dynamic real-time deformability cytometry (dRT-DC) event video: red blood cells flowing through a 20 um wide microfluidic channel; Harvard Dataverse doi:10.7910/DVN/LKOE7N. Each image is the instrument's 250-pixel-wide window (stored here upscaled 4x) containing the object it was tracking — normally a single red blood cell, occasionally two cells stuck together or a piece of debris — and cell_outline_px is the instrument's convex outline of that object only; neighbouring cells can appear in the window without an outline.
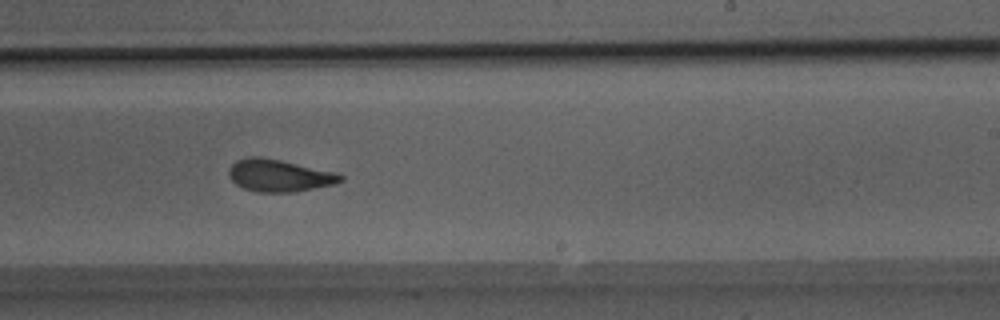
{"species": "Egyptian fruit bat (a non-hibernating species)", "species_latin": "Rousettus aegyptiacus", "temperature_condition": "room temperature", "stored_images_in_passage": 38, "camera_frame_rate_fps": 3000, "um_per_image_px": 0.085, "animal": {"sex": "male"}, "frame": {"image": 1, "passage_image": 22, "time_ms": 7.0, "image_size_px": [1000, 320], "cell_outline_px": [[344, 180], [336, 184], [292, 192], [256, 192], [244, 188], [236, 184], [228, 176], [228, 168], [236, 160], [248, 156], [260, 156], [280, 160], [336, 172], [344, 176]], "centroid_in_image_um": [23.72, 14.91], "position_along_channel_um": 265.3, "area_um2": 21.1}}
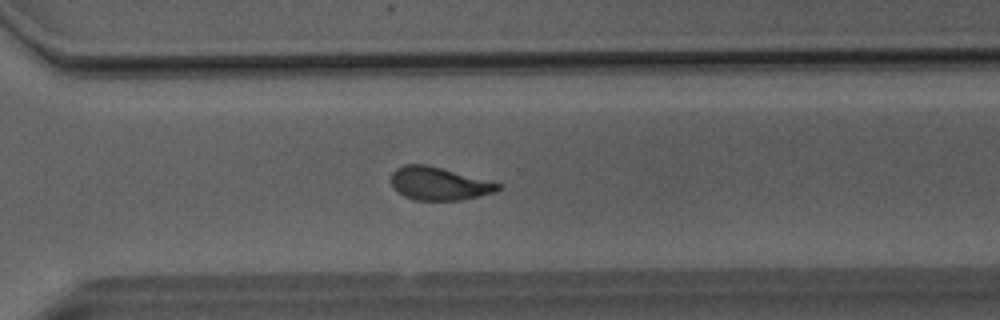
{"frame": {"image": 2, "passage_image": 27, "time_ms": 8.667, "image_size_px": [1000, 320], "cell_outline_px": [[500, 188], [496, 192], [460, 200], [416, 200], [404, 196], [396, 192], [392, 188], [392, 172], [396, 168], [404, 164], [428, 164], [500, 184]], "centroid_in_image_um": [37.25, 15.6], "position_along_channel_um": 333.3, "area_um2": 20.46}}
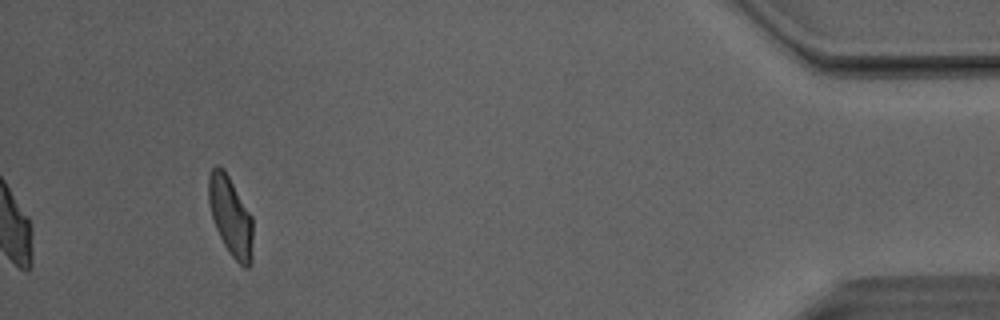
{"frame": {"image": 3, "passage_image": 38, "time_ms": 12.333, "image_size_px": [1000, 320], "cell_outline_px": [[252, 260], [248, 268], [244, 268], [228, 252], [216, 228], [208, 204], [208, 176], [212, 168], [216, 164], [224, 168], [252, 216]], "centroid_in_image_um": [19.59, 18.36], "position_along_channel_um": 415.6, "area_um2": 20.52}, "authors_computed_cell_mechanics": {"area_um2": 21.7906, "velocity_mm_per_s": 4.0829, "shape_relaxation_time_tau1_ms": 6.9392, "shape_relaxation_time_tau2_ms": 2.0394, "deformation_change_tau1": 0.1951, "deformation_change_tau2": 0.1054}}